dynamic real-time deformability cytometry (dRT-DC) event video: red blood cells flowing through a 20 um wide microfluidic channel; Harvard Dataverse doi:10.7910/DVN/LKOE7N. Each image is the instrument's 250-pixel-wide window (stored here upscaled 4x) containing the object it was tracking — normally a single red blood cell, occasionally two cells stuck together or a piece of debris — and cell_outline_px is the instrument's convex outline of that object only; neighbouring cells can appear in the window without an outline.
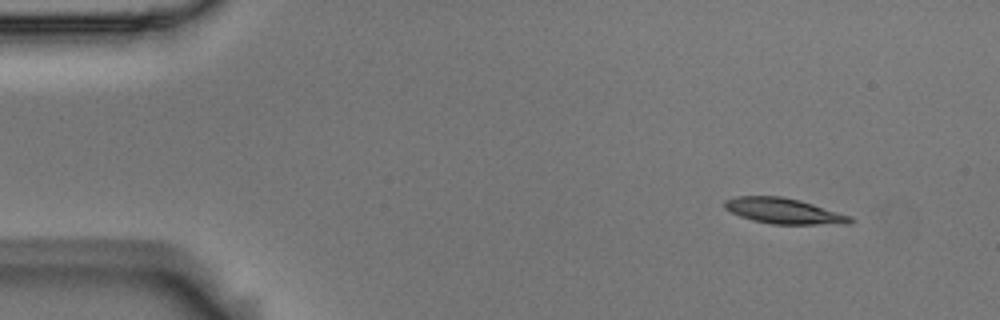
{"species": "Egyptian fruit bat (a non-hibernating species)", "species_latin": "Rousettus aegyptiacus", "temperature_condition": "room temperature", "stored_images_in_passage": 4, "camera_frame_rate_fps": 3000, "um_per_image_px": 0.085, "animal": {"sex": "male"}, "frame": {"image": 1, "passage_image": 1, "time_ms": 0.0, "image_size_px": [1000, 320], "cell_outline_px": [[856, 220], [852, 224], [772, 224], [752, 220], [740, 216], [724, 208], [724, 200], [736, 196], [780, 196], [800, 200], [852, 216]], "centroid_in_image_um": [66.66, 17.94], "position_along_channel_um": 18.3, "area_um2": 18.84}}